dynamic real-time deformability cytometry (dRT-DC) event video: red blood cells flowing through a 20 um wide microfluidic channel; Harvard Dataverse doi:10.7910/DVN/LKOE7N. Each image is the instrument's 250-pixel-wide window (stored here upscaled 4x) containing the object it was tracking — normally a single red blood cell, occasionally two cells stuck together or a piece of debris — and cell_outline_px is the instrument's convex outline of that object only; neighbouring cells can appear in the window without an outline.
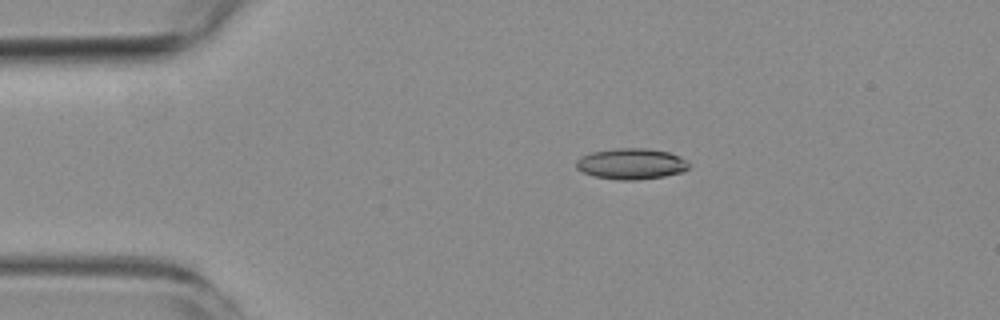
{"species": "common noctule bat (a hibernating species)", "species_latin": "Nyctalus noctula", "temperature_condition": "room temperature", "stored_images_in_passage": 7, "camera_frame_rate_fps": 3000, "um_per_image_px": 0.085, "animal": {"sex": "female", "body_mass_g": 19.3, "forearm_length_mm": 54.1}, "frame": {"image": 1, "passage_image": 3, "time_ms": 2.333, "image_size_px": [1000, 320], "cell_outline_px": [[688, 168], [680, 172], [664, 176], [636, 180], [620, 180], [592, 176], [576, 168], [576, 160], [592, 152], [616, 148], [648, 148], [668, 152], [680, 156], [688, 164]], "centroid_in_image_um": [53.64, 13.92], "position_along_channel_um": 31.4, "area_um2": 20.11}}
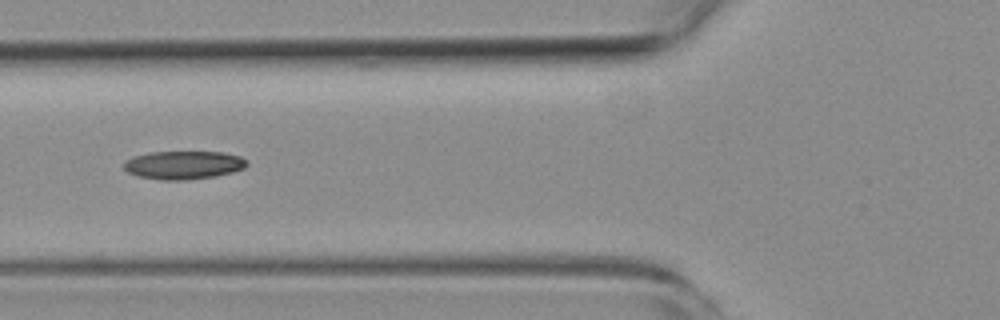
{"frame": {"image": 2, "passage_image": 6, "time_ms": 5.667, "image_size_px": [1000, 320], "cell_outline_px": [[248, 164], [244, 168], [232, 172], [216, 176], [184, 180], [160, 180], [136, 176], [128, 172], [124, 168], [124, 164], [132, 156], [148, 152], [224, 152], [240, 156], [248, 160]], "centroid_in_image_um": [15.61, 14.02], "position_along_channel_um": 110.2, "area_um2": 20.4}}
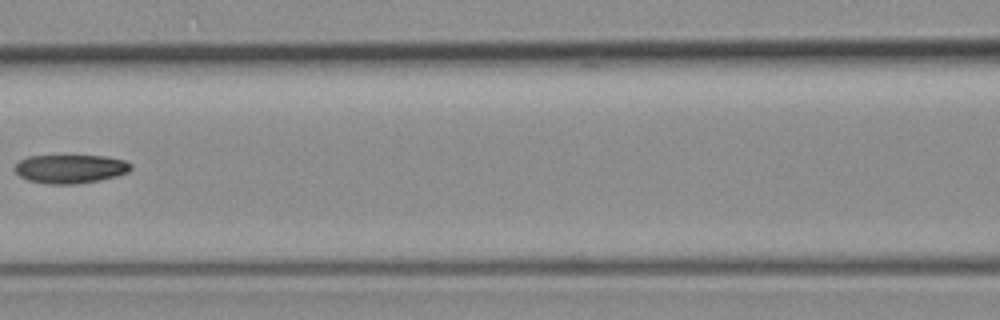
{"frame": {"image": 3, "passage_image": 7, "time_ms": 7.0, "image_size_px": [1000, 320], "cell_outline_px": [[132, 168], [128, 172], [116, 176], [100, 180], [76, 184], [48, 184], [28, 180], [20, 176], [16, 172], [16, 164], [20, 160], [28, 156], [104, 156], [124, 160], [132, 164]], "centroid_in_image_um": [6.0, 14.35], "position_along_channel_um": 160.6, "area_um2": 19.31}}